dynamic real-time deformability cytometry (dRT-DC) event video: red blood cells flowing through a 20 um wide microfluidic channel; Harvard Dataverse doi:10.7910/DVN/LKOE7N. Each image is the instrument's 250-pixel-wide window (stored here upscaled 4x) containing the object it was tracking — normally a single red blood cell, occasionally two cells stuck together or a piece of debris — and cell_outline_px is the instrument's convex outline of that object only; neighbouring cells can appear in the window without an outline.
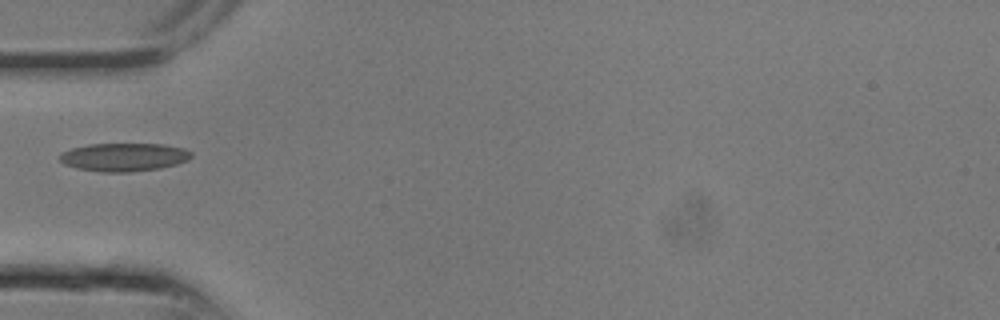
{"species": "common noctule bat (a hibernating species)", "species_latin": "Nyctalus noctula", "temperature_condition": "room temperature", "stored_images_in_passage": 16, "camera_frame_rate_fps": 3000, "um_per_image_px": 0.085, "animal": {"sex": "male", "body_mass_g": 13.3}, "frame": {"image": 1, "passage_image": 1, "time_ms": 0.0, "image_size_px": [1000, 320], "cell_outline_px": [[192, 156], [188, 160], [176, 164], [160, 168], [128, 172], [100, 172], [76, 168], [64, 164], [56, 156], [60, 152], [72, 148], [88, 144], [164, 144], [184, 148], [192, 152]], "centroid_in_image_um": [10.5, 13.35], "position_along_channel_um": 74.5, "area_um2": 21.85}}
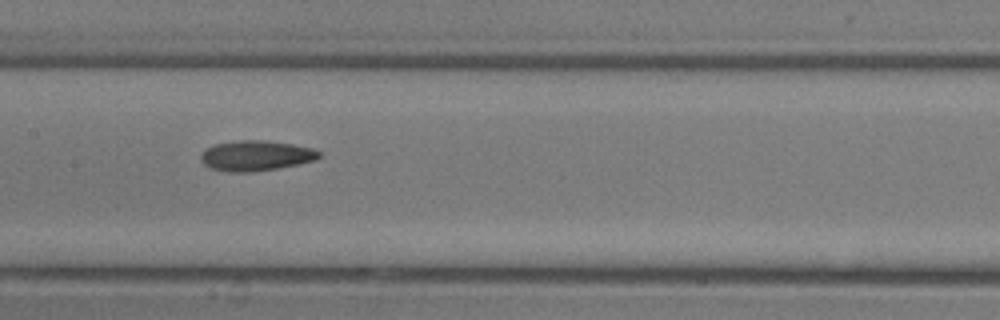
{"frame": {"image": 2, "passage_image": 5, "time_ms": 1.333, "image_size_px": [1000, 320], "cell_outline_px": [[324, 156], [316, 160], [276, 168], [252, 172], [228, 172], [212, 168], [204, 164], [200, 160], [200, 156], [208, 148], [216, 144], [240, 140], [264, 140], [292, 144], [312, 148], [320, 152]], "centroid_in_image_um": [21.79, 13.23], "position_along_channel_um": 185.6, "area_um2": 20.69}}
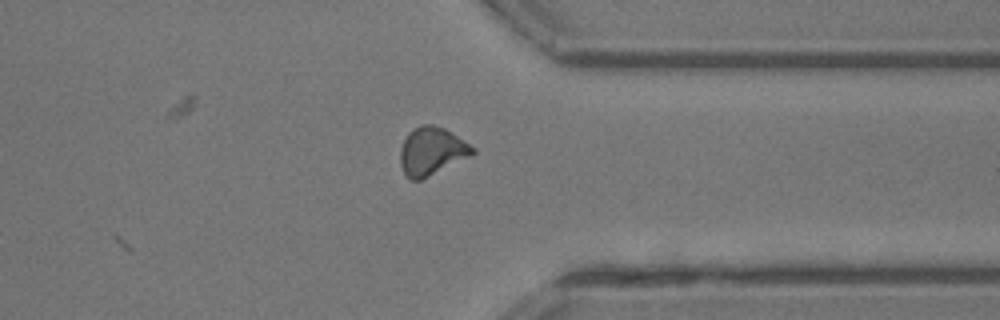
{"frame": {"image": 3, "passage_image": 12, "time_ms": 3.667, "image_size_px": [1000, 320], "cell_outline_px": [[476, 152], [472, 156], [420, 180], [408, 180], [400, 164], [400, 148], [408, 132], [420, 124], [432, 124], [444, 128], [464, 140], [476, 148]], "centroid_in_image_um": [36.7, 12.85], "position_along_channel_um": 374.7, "area_um2": 20.4}}